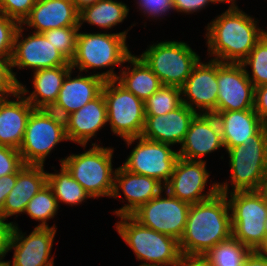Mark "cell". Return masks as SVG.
Listing matches in <instances>:
<instances>
[{
    "mask_svg": "<svg viewBox=\"0 0 267 266\" xmlns=\"http://www.w3.org/2000/svg\"><path fill=\"white\" fill-rule=\"evenodd\" d=\"M254 251L260 255L267 256V234L264 236L262 242Z\"/></svg>",
    "mask_w": 267,
    "mask_h": 266,
    "instance_id": "obj_49",
    "label": "cell"
},
{
    "mask_svg": "<svg viewBox=\"0 0 267 266\" xmlns=\"http://www.w3.org/2000/svg\"><path fill=\"white\" fill-rule=\"evenodd\" d=\"M265 230H266V234H267V219L265 221Z\"/></svg>",
    "mask_w": 267,
    "mask_h": 266,
    "instance_id": "obj_53",
    "label": "cell"
},
{
    "mask_svg": "<svg viewBox=\"0 0 267 266\" xmlns=\"http://www.w3.org/2000/svg\"><path fill=\"white\" fill-rule=\"evenodd\" d=\"M231 212L232 236L255 250L266 235L267 200L256 190L225 194Z\"/></svg>",
    "mask_w": 267,
    "mask_h": 266,
    "instance_id": "obj_9",
    "label": "cell"
},
{
    "mask_svg": "<svg viewBox=\"0 0 267 266\" xmlns=\"http://www.w3.org/2000/svg\"><path fill=\"white\" fill-rule=\"evenodd\" d=\"M24 165L19 150L0 145V177L18 173Z\"/></svg>",
    "mask_w": 267,
    "mask_h": 266,
    "instance_id": "obj_39",
    "label": "cell"
},
{
    "mask_svg": "<svg viewBox=\"0 0 267 266\" xmlns=\"http://www.w3.org/2000/svg\"><path fill=\"white\" fill-rule=\"evenodd\" d=\"M68 141L78 145H98V132L108 125L106 102L101 92L81 109L64 118ZM91 141V142H90ZM90 142V143H89Z\"/></svg>",
    "mask_w": 267,
    "mask_h": 266,
    "instance_id": "obj_21",
    "label": "cell"
},
{
    "mask_svg": "<svg viewBox=\"0 0 267 266\" xmlns=\"http://www.w3.org/2000/svg\"><path fill=\"white\" fill-rule=\"evenodd\" d=\"M162 85L181 87L201 56L185 41L152 42L138 55Z\"/></svg>",
    "mask_w": 267,
    "mask_h": 266,
    "instance_id": "obj_7",
    "label": "cell"
},
{
    "mask_svg": "<svg viewBox=\"0 0 267 266\" xmlns=\"http://www.w3.org/2000/svg\"><path fill=\"white\" fill-rule=\"evenodd\" d=\"M128 147L135 144L122 167L132 173L157 179L164 186L169 182L179 158L172 145L155 142L142 136L123 140Z\"/></svg>",
    "mask_w": 267,
    "mask_h": 266,
    "instance_id": "obj_11",
    "label": "cell"
},
{
    "mask_svg": "<svg viewBox=\"0 0 267 266\" xmlns=\"http://www.w3.org/2000/svg\"><path fill=\"white\" fill-rule=\"evenodd\" d=\"M68 141L65 120L50 109H34L19 148L25 165H44L49 155Z\"/></svg>",
    "mask_w": 267,
    "mask_h": 266,
    "instance_id": "obj_8",
    "label": "cell"
},
{
    "mask_svg": "<svg viewBox=\"0 0 267 266\" xmlns=\"http://www.w3.org/2000/svg\"><path fill=\"white\" fill-rule=\"evenodd\" d=\"M80 26L61 27L42 33L65 58L71 62L75 56L77 37Z\"/></svg>",
    "mask_w": 267,
    "mask_h": 266,
    "instance_id": "obj_35",
    "label": "cell"
},
{
    "mask_svg": "<svg viewBox=\"0 0 267 266\" xmlns=\"http://www.w3.org/2000/svg\"><path fill=\"white\" fill-rule=\"evenodd\" d=\"M73 76L77 71L71 69L66 75L58 98L51 111L65 118L72 112H75L96 98L101 92L104 80L101 77L82 73Z\"/></svg>",
    "mask_w": 267,
    "mask_h": 266,
    "instance_id": "obj_20",
    "label": "cell"
},
{
    "mask_svg": "<svg viewBox=\"0 0 267 266\" xmlns=\"http://www.w3.org/2000/svg\"><path fill=\"white\" fill-rule=\"evenodd\" d=\"M252 250L233 236L221 241L203 256L211 266H242Z\"/></svg>",
    "mask_w": 267,
    "mask_h": 266,
    "instance_id": "obj_32",
    "label": "cell"
},
{
    "mask_svg": "<svg viewBox=\"0 0 267 266\" xmlns=\"http://www.w3.org/2000/svg\"><path fill=\"white\" fill-rule=\"evenodd\" d=\"M58 202L53 194L52 189L46 184L41 190L34 195L29 201L23 214H27L30 220L38 221V225L34 227H53L57 229V225L49 226V220L55 218L59 210ZM56 215V216H55Z\"/></svg>",
    "mask_w": 267,
    "mask_h": 266,
    "instance_id": "obj_31",
    "label": "cell"
},
{
    "mask_svg": "<svg viewBox=\"0 0 267 266\" xmlns=\"http://www.w3.org/2000/svg\"><path fill=\"white\" fill-rule=\"evenodd\" d=\"M81 145L82 153H72L59 159L72 177L90 194L93 199L111 197L117 168H113L114 149L98 145Z\"/></svg>",
    "mask_w": 267,
    "mask_h": 266,
    "instance_id": "obj_4",
    "label": "cell"
},
{
    "mask_svg": "<svg viewBox=\"0 0 267 266\" xmlns=\"http://www.w3.org/2000/svg\"><path fill=\"white\" fill-rule=\"evenodd\" d=\"M182 104L181 89L177 86L162 85L144 101L145 115H164Z\"/></svg>",
    "mask_w": 267,
    "mask_h": 266,
    "instance_id": "obj_34",
    "label": "cell"
},
{
    "mask_svg": "<svg viewBox=\"0 0 267 266\" xmlns=\"http://www.w3.org/2000/svg\"><path fill=\"white\" fill-rule=\"evenodd\" d=\"M226 154L229 158V181L218 182L219 192L256 190L267 165V131L263 129L244 145L227 149Z\"/></svg>",
    "mask_w": 267,
    "mask_h": 266,
    "instance_id": "obj_6",
    "label": "cell"
},
{
    "mask_svg": "<svg viewBox=\"0 0 267 266\" xmlns=\"http://www.w3.org/2000/svg\"><path fill=\"white\" fill-rule=\"evenodd\" d=\"M25 31L44 33L48 30L79 26V11L72 0H36L29 15L20 24Z\"/></svg>",
    "mask_w": 267,
    "mask_h": 266,
    "instance_id": "obj_22",
    "label": "cell"
},
{
    "mask_svg": "<svg viewBox=\"0 0 267 266\" xmlns=\"http://www.w3.org/2000/svg\"><path fill=\"white\" fill-rule=\"evenodd\" d=\"M130 7L122 1L117 0H98L96 3L84 7L79 11V26L83 24L96 26L106 32L120 25L127 19Z\"/></svg>",
    "mask_w": 267,
    "mask_h": 266,
    "instance_id": "obj_29",
    "label": "cell"
},
{
    "mask_svg": "<svg viewBox=\"0 0 267 266\" xmlns=\"http://www.w3.org/2000/svg\"><path fill=\"white\" fill-rule=\"evenodd\" d=\"M205 26L208 58L222 63H241L267 29L240 7H228Z\"/></svg>",
    "mask_w": 267,
    "mask_h": 266,
    "instance_id": "obj_1",
    "label": "cell"
},
{
    "mask_svg": "<svg viewBox=\"0 0 267 266\" xmlns=\"http://www.w3.org/2000/svg\"><path fill=\"white\" fill-rule=\"evenodd\" d=\"M178 149L179 157L190 161H205V156L225 150L215 115L197 113Z\"/></svg>",
    "mask_w": 267,
    "mask_h": 266,
    "instance_id": "obj_19",
    "label": "cell"
},
{
    "mask_svg": "<svg viewBox=\"0 0 267 266\" xmlns=\"http://www.w3.org/2000/svg\"><path fill=\"white\" fill-rule=\"evenodd\" d=\"M6 254L0 255V266H12L10 260L5 261Z\"/></svg>",
    "mask_w": 267,
    "mask_h": 266,
    "instance_id": "obj_51",
    "label": "cell"
},
{
    "mask_svg": "<svg viewBox=\"0 0 267 266\" xmlns=\"http://www.w3.org/2000/svg\"><path fill=\"white\" fill-rule=\"evenodd\" d=\"M206 161H190L178 158L173 173L164 189L173 197L195 204L205 201L219 192L218 182L210 179ZM210 188L207 189V182ZM206 189L208 191H206Z\"/></svg>",
    "mask_w": 267,
    "mask_h": 266,
    "instance_id": "obj_15",
    "label": "cell"
},
{
    "mask_svg": "<svg viewBox=\"0 0 267 266\" xmlns=\"http://www.w3.org/2000/svg\"><path fill=\"white\" fill-rule=\"evenodd\" d=\"M20 23L0 12V55L11 58Z\"/></svg>",
    "mask_w": 267,
    "mask_h": 266,
    "instance_id": "obj_37",
    "label": "cell"
},
{
    "mask_svg": "<svg viewBox=\"0 0 267 266\" xmlns=\"http://www.w3.org/2000/svg\"><path fill=\"white\" fill-rule=\"evenodd\" d=\"M241 64L254 87L267 84V32Z\"/></svg>",
    "mask_w": 267,
    "mask_h": 266,
    "instance_id": "obj_33",
    "label": "cell"
},
{
    "mask_svg": "<svg viewBox=\"0 0 267 266\" xmlns=\"http://www.w3.org/2000/svg\"><path fill=\"white\" fill-rule=\"evenodd\" d=\"M217 4H225V3H228V7L230 8V7H239L238 5H237V1L238 0H214Z\"/></svg>",
    "mask_w": 267,
    "mask_h": 266,
    "instance_id": "obj_50",
    "label": "cell"
},
{
    "mask_svg": "<svg viewBox=\"0 0 267 266\" xmlns=\"http://www.w3.org/2000/svg\"><path fill=\"white\" fill-rule=\"evenodd\" d=\"M44 165H24L17 173L12 188L0 213V217L10 225L9 217L23 214L27 204L47 184V171ZM7 220V221H6Z\"/></svg>",
    "mask_w": 267,
    "mask_h": 266,
    "instance_id": "obj_25",
    "label": "cell"
},
{
    "mask_svg": "<svg viewBox=\"0 0 267 266\" xmlns=\"http://www.w3.org/2000/svg\"><path fill=\"white\" fill-rule=\"evenodd\" d=\"M217 83L216 112L253 109L255 87L241 63L217 61Z\"/></svg>",
    "mask_w": 267,
    "mask_h": 266,
    "instance_id": "obj_16",
    "label": "cell"
},
{
    "mask_svg": "<svg viewBox=\"0 0 267 266\" xmlns=\"http://www.w3.org/2000/svg\"><path fill=\"white\" fill-rule=\"evenodd\" d=\"M173 266H211V264L204 256L181 254Z\"/></svg>",
    "mask_w": 267,
    "mask_h": 266,
    "instance_id": "obj_44",
    "label": "cell"
},
{
    "mask_svg": "<svg viewBox=\"0 0 267 266\" xmlns=\"http://www.w3.org/2000/svg\"><path fill=\"white\" fill-rule=\"evenodd\" d=\"M134 2L137 5L135 7L139 9L137 12L148 18L149 22L158 21L157 19L160 21L161 18L165 20L164 16L175 12L173 0H134Z\"/></svg>",
    "mask_w": 267,
    "mask_h": 266,
    "instance_id": "obj_36",
    "label": "cell"
},
{
    "mask_svg": "<svg viewBox=\"0 0 267 266\" xmlns=\"http://www.w3.org/2000/svg\"><path fill=\"white\" fill-rule=\"evenodd\" d=\"M116 80L143 101L162 86L160 79L138 55L133 53L126 59Z\"/></svg>",
    "mask_w": 267,
    "mask_h": 266,
    "instance_id": "obj_28",
    "label": "cell"
},
{
    "mask_svg": "<svg viewBox=\"0 0 267 266\" xmlns=\"http://www.w3.org/2000/svg\"><path fill=\"white\" fill-rule=\"evenodd\" d=\"M56 233L53 227H35L27 235L16 221H10L6 255L13 250L12 266H54L55 254L51 251Z\"/></svg>",
    "mask_w": 267,
    "mask_h": 266,
    "instance_id": "obj_12",
    "label": "cell"
},
{
    "mask_svg": "<svg viewBox=\"0 0 267 266\" xmlns=\"http://www.w3.org/2000/svg\"><path fill=\"white\" fill-rule=\"evenodd\" d=\"M16 180L17 173L0 177V213L2 212L6 197L15 186Z\"/></svg>",
    "mask_w": 267,
    "mask_h": 266,
    "instance_id": "obj_43",
    "label": "cell"
},
{
    "mask_svg": "<svg viewBox=\"0 0 267 266\" xmlns=\"http://www.w3.org/2000/svg\"><path fill=\"white\" fill-rule=\"evenodd\" d=\"M182 103L196 113L215 114L218 97L217 60H199L180 87Z\"/></svg>",
    "mask_w": 267,
    "mask_h": 266,
    "instance_id": "obj_17",
    "label": "cell"
},
{
    "mask_svg": "<svg viewBox=\"0 0 267 266\" xmlns=\"http://www.w3.org/2000/svg\"><path fill=\"white\" fill-rule=\"evenodd\" d=\"M197 113L185 104L164 115H145L141 136L145 139L169 145H181L189 125Z\"/></svg>",
    "mask_w": 267,
    "mask_h": 266,
    "instance_id": "obj_23",
    "label": "cell"
},
{
    "mask_svg": "<svg viewBox=\"0 0 267 266\" xmlns=\"http://www.w3.org/2000/svg\"><path fill=\"white\" fill-rule=\"evenodd\" d=\"M211 4L217 5L214 0H173L175 12L185 15L201 12Z\"/></svg>",
    "mask_w": 267,
    "mask_h": 266,
    "instance_id": "obj_41",
    "label": "cell"
},
{
    "mask_svg": "<svg viewBox=\"0 0 267 266\" xmlns=\"http://www.w3.org/2000/svg\"><path fill=\"white\" fill-rule=\"evenodd\" d=\"M35 108L17 90L0 99V145L19 150L31 112Z\"/></svg>",
    "mask_w": 267,
    "mask_h": 266,
    "instance_id": "obj_24",
    "label": "cell"
},
{
    "mask_svg": "<svg viewBox=\"0 0 267 266\" xmlns=\"http://www.w3.org/2000/svg\"><path fill=\"white\" fill-rule=\"evenodd\" d=\"M10 225L0 217V255L6 254V243Z\"/></svg>",
    "mask_w": 267,
    "mask_h": 266,
    "instance_id": "obj_46",
    "label": "cell"
},
{
    "mask_svg": "<svg viewBox=\"0 0 267 266\" xmlns=\"http://www.w3.org/2000/svg\"><path fill=\"white\" fill-rule=\"evenodd\" d=\"M230 236L229 202L225 194L218 192L205 201L191 204L179 249L183 255L203 256Z\"/></svg>",
    "mask_w": 267,
    "mask_h": 266,
    "instance_id": "obj_2",
    "label": "cell"
},
{
    "mask_svg": "<svg viewBox=\"0 0 267 266\" xmlns=\"http://www.w3.org/2000/svg\"><path fill=\"white\" fill-rule=\"evenodd\" d=\"M253 109L260 120L265 123L267 121V84L255 87Z\"/></svg>",
    "mask_w": 267,
    "mask_h": 266,
    "instance_id": "obj_42",
    "label": "cell"
},
{
    "mask_svg": "<svg viewBox=\"0 0 267 266\" xmlns=\"http://www.w3.org/2000/svg\"><path fill=\"white\" fill-rule=\"evenodd\" d=\"M191 204L171 196L165 189L140 206L131 216L143 226L159 233L182 238Z\"/></svg>",
    "mask_w": 267,
    "mask_h": 266,
    "instance_id": "obj_13",
    "label": "cell"
},
{
    "mask_svg": "<svg viewBox=\"0 0 267 266\" xmlns=\"http://www.w3.org/2000/svg\"><path fill=\"white\" fill-rule=\"evenodd\" d=\"M11 58L0 55V97H7L18 90V83L11 72Z\"/></svg>",
    "mask_w": 267,
    "mask_h": 266,
    "instance_id": "obj_40",
    "label": "cell"
},
{
    "mask_svg": "<svg viewBox=\"0 0 267 266\" xmlns=\"http://www.w3.org/2000/svg\"><path fill=\"white\" fill-rule=\"evenodd\" d=\"M71 69V66H59L34 71L31 73L32 80L30 79L34 90L29 91L21 81L18 83V90L35 109H50Z\"/></svg>",
    "mask_w": 267,
    "mask_h": 266,
    "instance_id": "obj_26",
    "label": "cell"
},
{
    "mask_svg": "<svg viewBox=\"0 0 267 266\" xmlns=\"http://www.w3.org/2000/svg\"><path fill=\"white\" fill-rule=\"evenodd\" d=\"M102 93L106 102L108 126L122 140L141 136L145 123L144 101L116 79L105 81Z\"/></svg>",
    "mask_w": 267,
    "mask_h": 266,
    "instance_id": "obj_10",
    "label": "cell"
},
{
    "mask_svg": "<svg viewBox=\"0 0 267 266\" xmlns=\"http://www.w3.org/2000/svg\"><path fill=\"white\" fill-rule=\"evenodd\" d=\"M118 219L115 230L140 261L138 266H173L178 261L181 252L174 237L143 226L131 215Z\"/></svg>",
    "mask_w": 267,
    "mask_h": 266,
    "instance_id": "obj_5",
    "label": "cell"
},
{
    "mask_svg": "<svg viewBox=\"0 0 267 266\" xmlns=\"http://www.w3.org/2000/svg\"><path fill=\"white\" fill-rule=\"evenodd\" d=\"M225 151L244 145L264 129V123L254 109L216 112Z\"/></svg>",
    "mask_w": 267,
    "mask_h": 266,
    "instance_id": "obj_27",
    "label": "cell"
},
{
    "mask_svg": "<svg viewBox=\"0 0 267 266\" xmlns=\"http://www.w3.org/2000/svg\"><path fill=\"white\" fill-rule=\"evenodd\" d=\"M135 25L137 24H131L126 30L117 33L111 31L86 33L80 30L75 56L70 62L72 69L101 77L104 81L117 79L119 73L115 72L116 66L121 69L132 54L127 45V35ZM106 68L109 69L101 73L96 72V69Z\"/></svg>",
    "mask_w": 267,
    "mask_h": 266,
    "instance_id": "obj_3",
    "label": "cell"
},
{
    "mask_svg": "<svg viewBox=\"0 0 267 266\" xmlns=\"http://www.w3.org/2000/svg\"><path fill=\"white\" fill-rule=\"evenodd\" d=\"M23 32L25 29L20 25L15 35L10 59L11 72L17 83L20 81L17 79V72L14 71V68L18 69L17 71L26 68L34 72L59 66H71L65 56L42 33L31 31L29 34H25Z\"/></svg>",
    "mask_w": 267,
    "mask_h": 266,
    "instance_id": "obj_14",
    "label": "cell"
},
{
    "mask_svg": "<svg viewBox=\"0 0 267 266\" xmlns=\"http://www.w3.org/2000/svg\"><path fill=\"white\" fill-rule=\"evenodd\" d=\"M72 1L75 5V8L78 11H81L84 7L96 3L98 0H72Z\"/></svg>",
    "mask_w": 267,
    "mask_h": 266,
    "instance_id": "obj_48",
    "label": "cell"
},
{
    "mask_svg": "<svg viewBox=\"0 0 267 266\" xmlns=\"http://www.w3.org/2000/svg\"><path fill=\"white\" fill-rule=\"evenodd\" d=\"M36 0H0V12L20 24L29 15Z\"/></svg>",
    "mask_w": 267,
    "mask_h": 266,
    "instance_id": "obj_38",
    "label": "cell"
},
{
    "mask_svg": "<svg viewBox=\"0 0 267 266\" xmlns=\"http://www.w3.org/2000/svg\"><path fill=\"white\" fill-rule=\"evenodd\" d=\"M52 166L54 172L47 171V184L53 191V194L58 202L59 207L61 204L66 206H77L93 199L90 194L72 177L67 168L60 164V171ZM83 202V203H82Z\"/></svg>",
    "mask_w": 267,
    "mask_h": 266,
    "instance_id": "obj_30",
    "label": "cell"
},
{
    "mask_svg": "<svg viewBox=\"0 0 267 266\" xmlns=\"http://www.w3.org/2000/svg\"><path fill=\"white\" fill-rule=\"evenodd\" d=\"M256 191L267 200V165L260 179L259 185Z\"/></svg>",
    "mask_w": 267,
    "mask_h": 266,
    "instance_id": "obj_47",
    "label": "cell"
},
{
    "mask_svg": "<svg viewBox=\"0 0 267 266\" xmlns=\"http://www.w3.org/2000/svg\"><path fill=\"white\" fill-rule=\"evenodd\" d=\"M264 129L267 131V121L264 123Z\"/></svg>",
    "mask_w": 267,
    "mask_h": 266,
    "instance_id": "obj_52",
    "label": "cell"
},
{
    "mask_svg": "<svg viewBox=\"0 0 267 266\" xmlns=\"http://www.w3.org/2000/svg\"><path fill=\"white\" fill-rule=\"evenodd\" d=\"M164 190V185L157 179L132 173L122 166L117 167L112 197L122 200V207L113 214L119 216L131 215L140 206L158 196ZM123 198H120L121 196ZM126 200V201H125Z\"/></svg>",
    "mask_w": 267,
    "mask_h": 266,
    "instance_id": "obj_18",
    "label": "cell"
},
{
    "mask_svg": "<svg viewBox=\"0 0 267 266\" xmlns=\"http://www.w3.org/2000/svg\"><path fill=\"white\" fill-rule=\"evenodd\" d=\"M242 266H267V256L260 255L252 250L245 258Z\"/></svg>",
    "mask_w": 267,
    "mask_h": 266,
    "instance_id": "obj_45",
    "label": "cell"
}]
</instances>
